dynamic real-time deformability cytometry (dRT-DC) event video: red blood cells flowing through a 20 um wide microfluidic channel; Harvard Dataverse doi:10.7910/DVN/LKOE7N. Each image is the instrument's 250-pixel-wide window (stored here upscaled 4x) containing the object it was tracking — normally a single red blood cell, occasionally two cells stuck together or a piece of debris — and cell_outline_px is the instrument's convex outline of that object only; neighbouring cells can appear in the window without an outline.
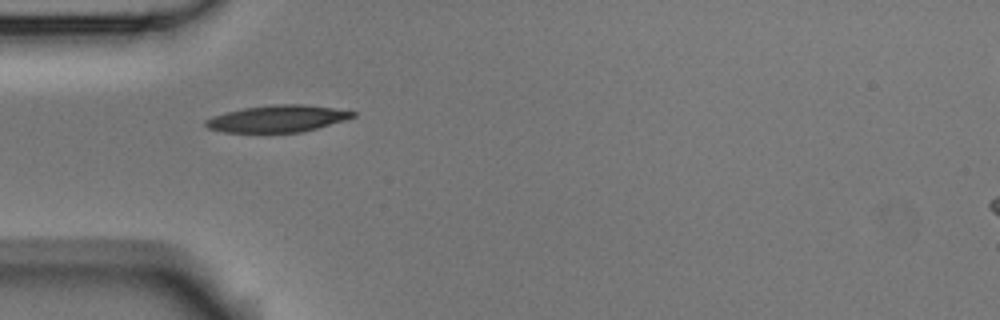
{"species": "Egyptian fruit bat (a non-hibernating species)", "species_latin": "Rousettus aegyptiacus", "temperature_condition": "room temperature", "stored_images_in_passage": 33, "camera_frame_rate_fps": 3000, "um_per_image_px": 0.085, "animal": {"sex": "male"}, "frame": {"image": 1, "passage_image": 1, "time_ms": 0.0, "image_size_px": [1000, 320], "cell_outline_px": [[356, 116], [344, 120], [316, 128], [300, 132], [224, 132], [208, 128], [204, 124], [204, 120], [212, 116], [244, 108], [276, 104], [304, 104], [332, 108], [356, 112]], "centroid_in_image_um": [23.56, 10.08], "position_along_channel_um": 61.4, "area_um2": 22.72}}
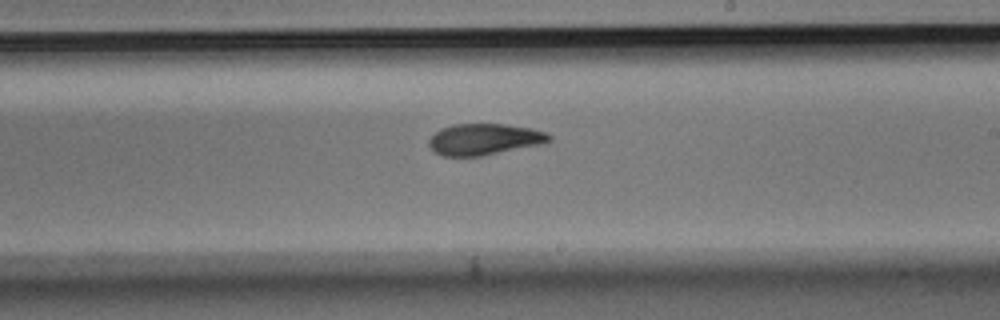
{"frame": {"image": 2, "passage_image": 16, "time_ms": 5.0, "image_size_px": [1000, 320], "cell_outline_px": [[552, 140], [540, 144], [480, 156], [440, 156], [428, 144], [428, 140], [440, 128], [452, 124], [504, 124], [532, 128], [544, 132], [552, 136]], "centroid_in_image_um": [41.14, 11.83], "position_along_channel_um": 247.9, "area_um2": 21.79}}
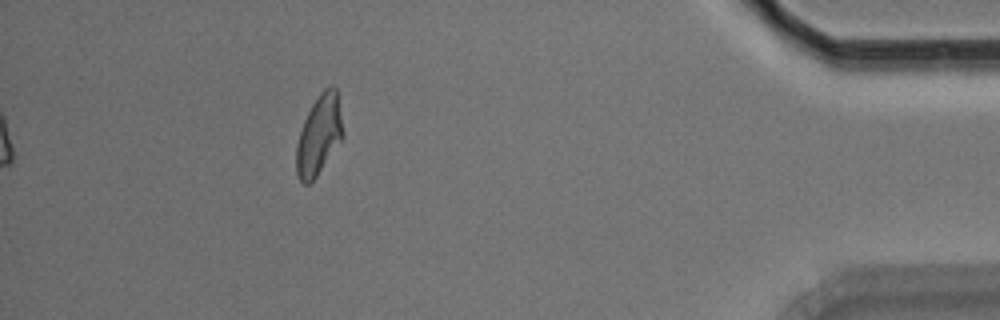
{"frame": {"image": 3, "passage_image": 33, "time_ms": 10.667, "image_size_px": [1000, 320], "cell_outline_px": [[344, 136], [316, 176], [308, 184], [304, 184], [300, 180], [296, 172], [296, 144], [304, 120], [312, 104], [320, 92], [324, 88], [332, 84], [336, 88], [344, 132]], "centroid_in_image_um": [27.12, 11.45], "position_along_channel_um": 408.1, "area_um2": 21.44}, "authors_computed_cell_mechanics": {"area_um2": 22.1952, "velocity_mm_per_s": 3.7548, "shape_relaxation_time_tau1_ms": 5.8003, "shape_relaxation_time_tau2_ms": 2.9201, "deformation_change_tau1": 0.1633, "deformation_change_tau2": 0.0897}}